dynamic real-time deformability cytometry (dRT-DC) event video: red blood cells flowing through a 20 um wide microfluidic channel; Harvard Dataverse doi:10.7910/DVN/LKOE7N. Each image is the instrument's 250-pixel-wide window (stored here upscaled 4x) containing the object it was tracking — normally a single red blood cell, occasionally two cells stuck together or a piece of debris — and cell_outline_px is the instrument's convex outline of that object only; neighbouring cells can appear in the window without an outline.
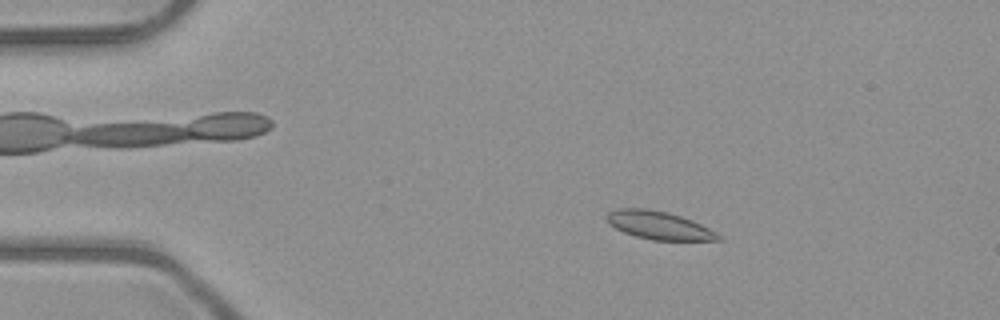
{"species": "common noctule bat (a hibernating species)", "species_latin": "Nyctalus noctula", "temperature_condition": "room temperature", "stored_images_in_passage": 51, "camera_frame_rate_fps": 3000, "um_per_image_px": 0.085, "animal": {"sex": "male", "body_mass_g": 23.1, "forearm_length_mm": 52.7}, "frame": {"image": 1, "passage_image": 9, "time_ms": 2.667, "image_size_px": [1000, 320], "cell_outline_px": [[724, 240], [652, 240], [636, 236], [624, 232], [608, 224], [604, 220], [604, 216], [608, 212], [620, 208], [644, 208], [668, 212], [692, 220], [724, 236]], "centroid_in_image_um": [55.99, 19.15], "position_along_channel_um": 29.0, "area_um2": 18.38}}
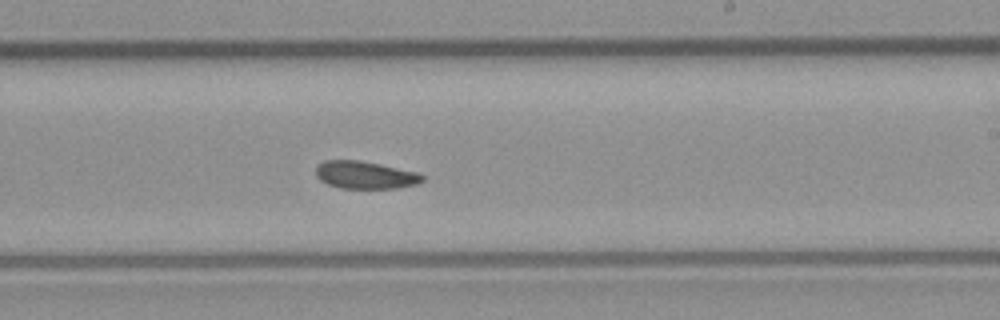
{"frame": {"image": 2, "passage_image": 31, "time_ms": 10.0, "image_size_px": [1000, 320], "cell_outline_px": [[424, 180], [416, 184], [400, 188], [340, 188], [328, 184], [320, 180], [316, 176], [316, 164], [324, 160], [360, 160], [420, 172], [424, 176]], "centroid_in_image_um": [31.05, 14.86], "position_along_channel_um": 258.0, "area_um2": 17.34}}
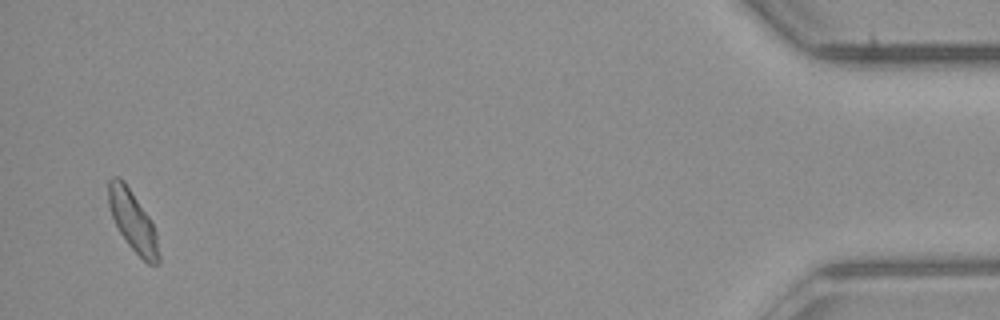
{"frame": {"image": 3, "passage_image": 50, "time_ms": 16.333, "image_size_px": [1000, 320], "cell_outline_px": [[160, 264], [148, 264], [128, 244], [120, 232], [112, 216], [108, 204], [108, 180], [112, 176], [120, 176], [124, 180], [148, 216], [156, 232], [160, 256]], "centroid_in_image_um": [11.29, 18.77], "position_along_channel_um": 423.9, "area_um2": 17.57}, "authors_computed_cell_mechanics": {"area_um2": 17.8602, "velocity_mm_per_s": 3.9979, "shape_relaxation_time_tau1_ms": 8.3077, "shape_relaxation_time_tau2_ms": null, "deformation_change_tau1": 0.1409, "deformation_change_tau2": null}}